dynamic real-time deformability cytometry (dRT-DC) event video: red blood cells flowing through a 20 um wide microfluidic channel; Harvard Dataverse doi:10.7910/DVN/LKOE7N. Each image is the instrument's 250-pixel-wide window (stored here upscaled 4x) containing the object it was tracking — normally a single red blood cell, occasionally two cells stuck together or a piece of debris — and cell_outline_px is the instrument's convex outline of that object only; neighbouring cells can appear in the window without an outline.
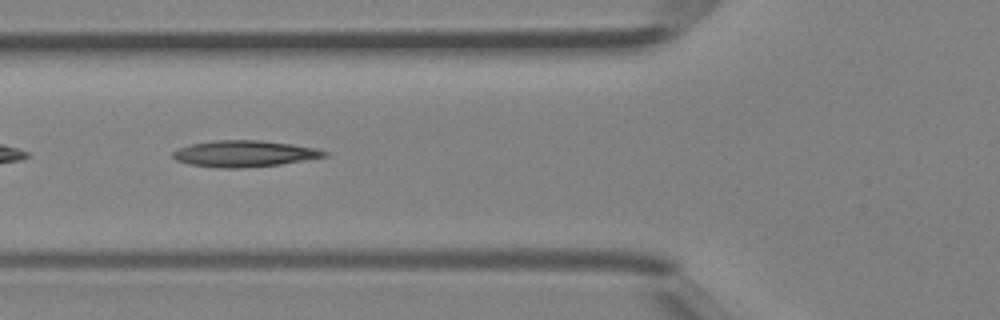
{"species": "Egyptian fruit bat (a non-hibernating species)", "species_latin": "Rousettus aegyptiacus", "temperature_condition": "room temperature", "stored_images_in_passage": 33, "camera_frame_rate_fps": 3000, "um_per_image_px": 0.085, "animal": {"sex": "female"}, "frame": {"image": 1, "passage_image": 6, "time_ms": 1.667, "image_size_px": [1000, 320], "cell_outline_px": [[328, 156], [280, 164], [244, 168], [220, 168], [192, 164], [176, 160], [172, 156], [172, 152], [176, 148], [192, 144], [212, 140], [260, 140], [292, 144], [316, 148], [328, 152]], "centroid_in_image_um": [20.76, 13.05], "position_along_channel_um": 105.0, "area_um2": 23.24}}
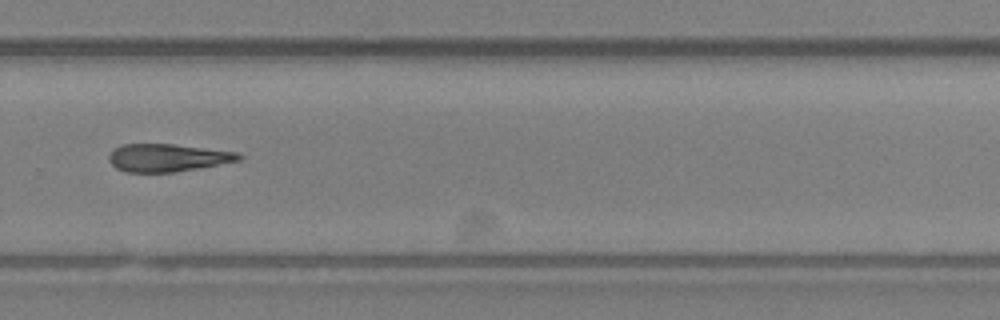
{"frame": {"image": 2, "passage_image": 19, "time_ms": 6.0, "image_size_px": [1000, 320], "cell_outline_px": [[244, 156], [240, 160], [176, 172], [128, 172], [116, 168], [108, 160], [108, 156], [112, 148], [124, 144], [172, 144], [240, 152]], "centroid_in_image_um": [14.23, 13.4], "position_along_channel_um": 315.6, "area_um2": 21.04}}
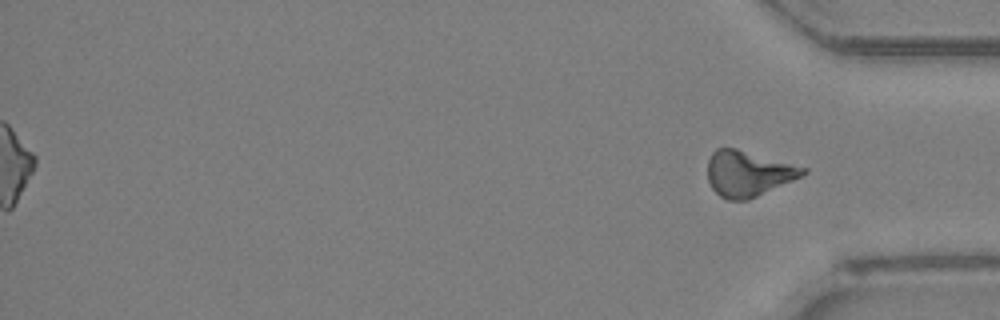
{"frame": {"image": 3, "passage_image": 33, "time_ms": 10.667, "image_size_px": [1000, 320], "cell_outline_px": [[808, 172], [792, 180], [748, 200], [728, 200], [720, 196], [712, 188], [708, 180], [708, 160], [712, 152], [716, 148], [736, 148], [808, 168]], "centroid_in_image_um": [63.57, 14.74], "position_along_channel_um": 371.6, "area_um2": 25.09}}